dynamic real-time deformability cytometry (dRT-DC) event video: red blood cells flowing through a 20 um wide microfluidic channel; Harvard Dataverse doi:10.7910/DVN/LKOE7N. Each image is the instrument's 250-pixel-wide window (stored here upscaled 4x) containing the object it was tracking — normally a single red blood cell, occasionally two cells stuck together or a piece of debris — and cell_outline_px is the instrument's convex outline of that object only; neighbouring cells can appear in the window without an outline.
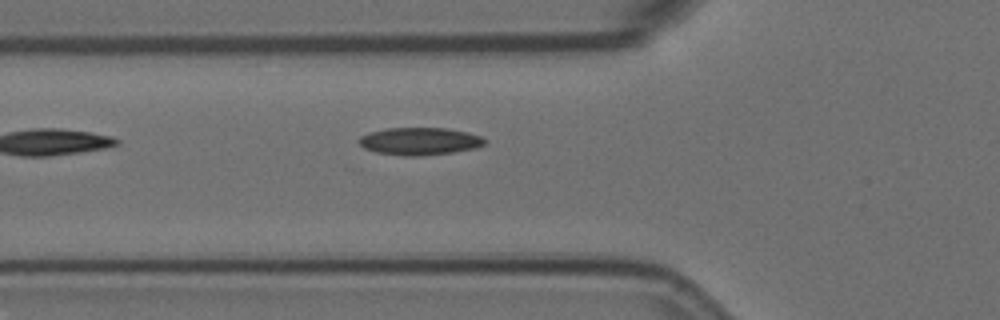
{"species": "Egyptian fruit bat (a non-hibernating species)", "species_latin": "Rousettus aegyptiacus", "temperature_condition": "room temperature", "stored_images_in_passage": 5, "camera_frame_rate_fps": 3000, "um_per_image_px": 0.085, "animal": {"sex": "female"}, "frame": {"image": 1, "passage_image": 5, "time_ms": 1.333, "image_size_px": [1000, 320], "cell_outline_px": [[488, 140], [484, 144], [476, 148], [452, 152], [416, 156], [404, 156], [376, 152], [364, 148], [356, 140], [360, 136], [368, 132], [388, 128], [448, 128], [468, 132], [480, 136]], "centroid_in_image_um": [35.66, 12.0], "position_along_channel_um": 90.1, "area_um2": 20.23}}